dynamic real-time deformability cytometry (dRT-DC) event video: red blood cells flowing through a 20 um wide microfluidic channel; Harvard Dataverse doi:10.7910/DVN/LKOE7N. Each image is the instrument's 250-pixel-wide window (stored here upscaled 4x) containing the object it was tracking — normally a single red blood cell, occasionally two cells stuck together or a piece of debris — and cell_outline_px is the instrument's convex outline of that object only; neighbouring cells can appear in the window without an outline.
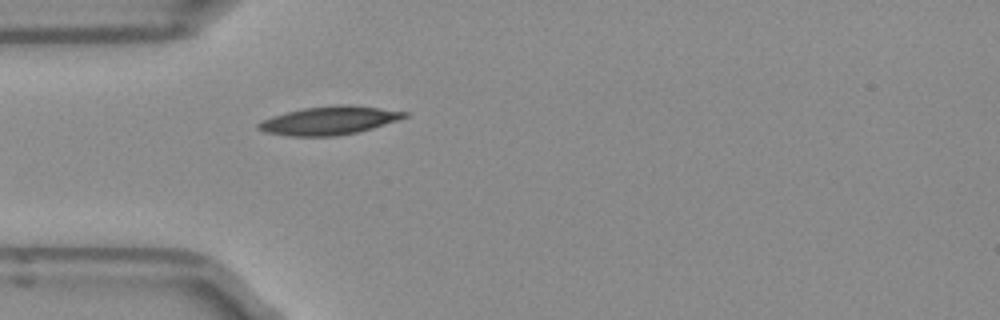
{"species": "Egyptian fruit bat (a non-hibernating species)", "species_latin": "Rousettus aegyptiacus", "temperature_condition": "room temperature", "stored_images_in_passage": 34, "camera_frame_rate_fps": 3000, "um_per_image_px": 0.085, "frame": {"image": 1, "passage_image": 1, "time_ms": 0.0, "image_size_px": [1000, 320], "cell_outline_px": [[408, 116], [372, 128], [356, 132], [336, 136], [288, 136], [264, 132], [256, 128], [256, 124], [260, 120], [272, 116], [304, 108], [336, 104], [352, 104], [408, 112]], "centroid_in_image_um": [27.93, 10.24], "position_along_channel_um": 57.1, "area_um2": 24.16}}
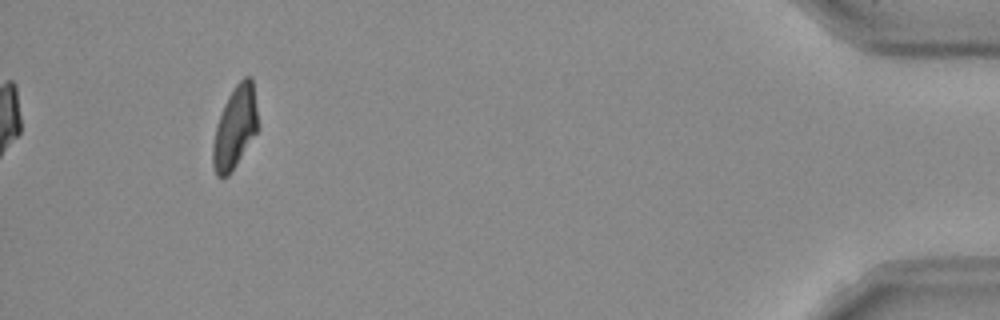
{"frame": {"image": 2, "passage_image": 34, "time_ms": 11.0, "image_size_px": [1000, 320], "cell_outline_px": [[260, 128], [228, 176], [216, 176], [212, 164], [212, 144], [216, 124], [224, 104], [228, 96], [236, 84], [244, 76], [252, 76]], "centroid_in_image_um": [19.99, 10.81], "position_along_channel_um": 415.2, "area_um2": 21.85}, "authors_computed_cell_mechanics": {"area_um2": 22.3108, "velocity_mm_per_s": 3.9498, "shape_relaxation_time_tau1_ms": 5.4939, "shape_relaxation_time_tau2_ms": 5.3324, "deformation_change_tau1": 0.1856, "deformation_change_tau2": 0.0861}}